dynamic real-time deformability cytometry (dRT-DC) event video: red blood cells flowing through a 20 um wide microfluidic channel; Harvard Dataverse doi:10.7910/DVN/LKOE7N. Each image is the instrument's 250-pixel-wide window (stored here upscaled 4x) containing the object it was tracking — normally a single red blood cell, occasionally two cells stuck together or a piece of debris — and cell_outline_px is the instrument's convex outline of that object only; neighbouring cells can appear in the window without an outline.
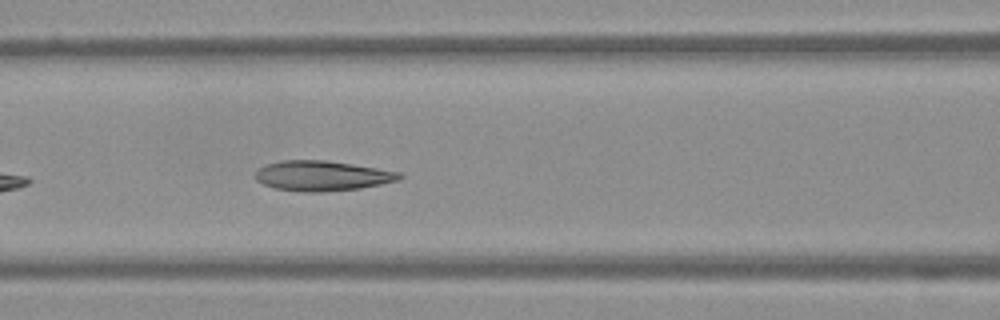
{"species": "Egyptian fruit bat (a non-hibernating species)", "species_latin": "Rousettus aegyptiacus", "temperature_condition": "warm", "stored_images_in_passage": 17, "camera_frame_rate_fps": 3000, "um_per_image_px": 0.085, "frame": {"image": 1, "passage_image": 8, "time_ms": 2.333, "image_size_px": [1000, 320], "cell_outline_px": [[404, 176], [400, 180], [360, 188], [324, 192], [304, 192], [276, 188], [264, 184], [256, 180], [256, 168], [280, 160], [324, 160], [352, 164], [400, 172]], "centroid_in_image_um": [27.38, 14.94], "position_along_channel_um": 139.2, "area_um2": 25.2}}
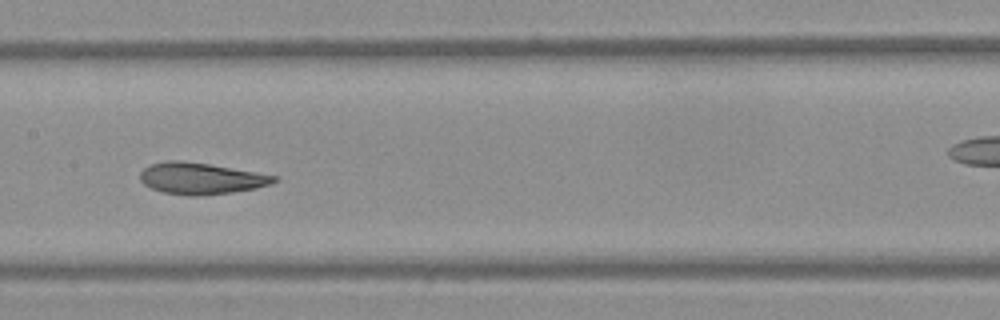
{"frame": {"image": 2, "passage_image": 12, "time_ms": 3.667, "image_size_px": [1000, 320], "cell_outline_px": [[280, 180], [272, 184], [256, 188], [232, 192], [196, 196], [188, 196], [164, 192], [152, 188], [144, 184], [140, 180], [140, 172], [144, 168], [152, 164], [168, 160], [180, 160], [208, 164], [280, 176]], "centroid_in_image_um": [17.12, 15.17], "position_along_channel_um": 190.3, "area_um2": 24.57}}
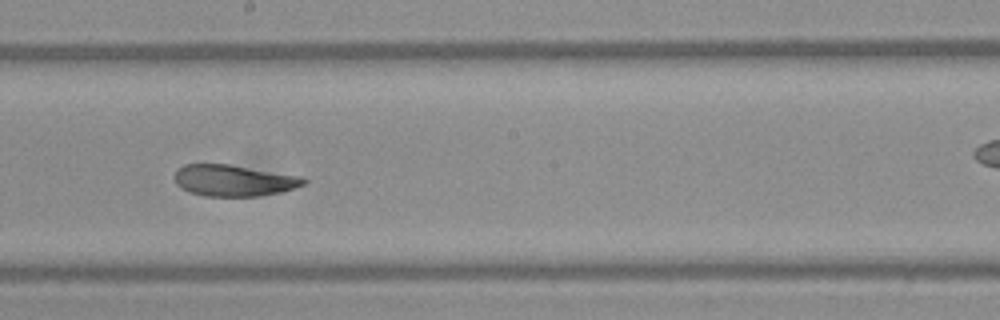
{"frame": {"image": 3, "passage_image": 15, "time_ms": 4.667, "image_size_px": [1000, 320], "cell_outline_px": [[308, 180], [304, 184], [296, 188], [280, 192], [256, 196], [204, 196], [188, 192], [180, 188], [176, 184], [176, 172], [184, 164], [228, 164], [304, 176]], "centroid_in_image_um": [19.91, 15.34], "position_along_channel_um": 228.3, "area_um2": 23.7}}